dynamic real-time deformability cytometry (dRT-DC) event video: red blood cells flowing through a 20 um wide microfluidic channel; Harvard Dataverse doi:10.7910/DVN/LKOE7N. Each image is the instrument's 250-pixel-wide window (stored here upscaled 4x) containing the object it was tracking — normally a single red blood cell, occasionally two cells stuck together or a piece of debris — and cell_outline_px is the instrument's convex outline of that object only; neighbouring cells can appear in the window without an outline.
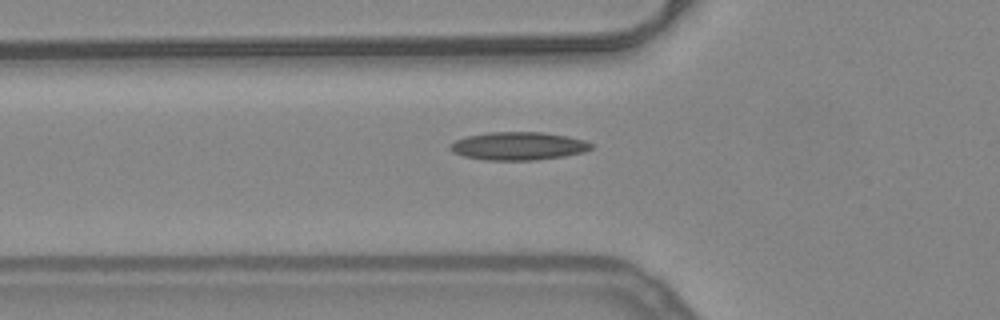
{"species": "common noctule bat (a hibernating species)", "species_latin": "Nyctalus noctula", "temperature_condition": "warm", "stored_images_in_passage": 39, "camera_frame_rate_fps": 3000, "um_per_image_px": 0.085, "animal": {"sex": "female", "body_mass_g": 24.6, "forearm_length_mm": 56.2}, "frame": {"image": 1, "passage_image": 6, "time_ms": 1.667, "image_size_px": [1000, 320], "cell_outline_px": [[592, 148], [584, 152], [564, 156], [536, 160], [484, 160], [464, 156], [452, 152], [448, 148], [448, 144], [456, 140], [468, 136], [488, 132], [544, 132], [568, 136], [584, 140], [592, 144]], "centroid_in_image_um": [44.04, 12.41], "position_along_channel_um": 81.8, "area_um2": 23.18}}
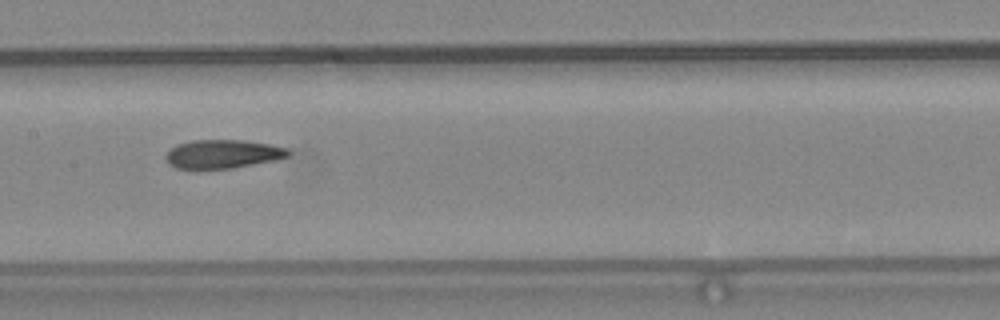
{"frame": {"image": 2, "passage_image": 14, "time_ms": 4.333, "image_size_px": [1000, 320], "cell_outline_px": [[292, 152], [288, 156], [272, 160], [232, 168], [176, 168], [168, 164], [164, 156], [176, 144], [192, 140], [240, 140], [268, 144], [288, 148]], "centroid_in_image_um": [18.9, 13.08], "position_along_channel_um": 188.5, "area_um2": 20.17}}
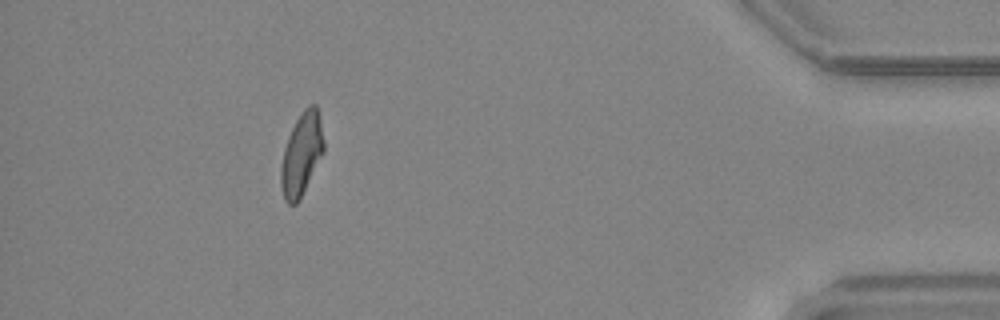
{"frame": {"image": 3, "passage_image": 35, "time_ms": 11.333, "image_size_px": [1000, 320], "cell_outline_px": [[324, 152], [300, 200], [296, 204], [288, 204], [284, 200], [280, 184], [280, 168], [284, 148], [288, 136], [296, 120], [304, 108], [308, 104], [316, 104], [320, 120], [324, 140]], "centroid_in_image_um": [25.62, 13.13], "position_along_channel_um": 409.6, "area_um2": 20.81}}